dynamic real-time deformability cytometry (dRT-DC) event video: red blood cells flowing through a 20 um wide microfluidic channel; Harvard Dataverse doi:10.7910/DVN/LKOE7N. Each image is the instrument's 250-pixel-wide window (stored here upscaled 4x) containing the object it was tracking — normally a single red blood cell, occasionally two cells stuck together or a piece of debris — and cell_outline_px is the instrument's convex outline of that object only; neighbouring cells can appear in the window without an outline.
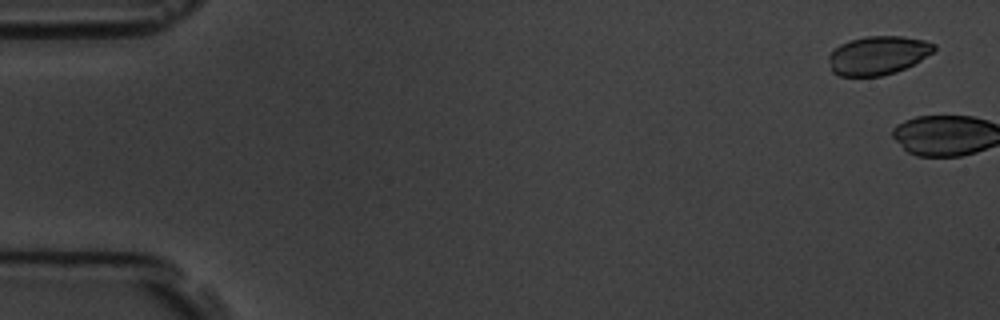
{"species": "common noctule bat (a hibernating species)", "species_latin": "Nyctalus noctula", "temperature_condition": "room temperature", "stored_images_in_passage": 6, "camera_frame_rate_fps": 3000, "um_per_image_px": 0.085, "animal": {"sex": "male", "body_mass_g": 19.5, "forearm_length_mm": 54.6}, "frame": {"image": 1, "passage_image": 1, "time_ms": 0.0, "image_size_px": [1000, 320], "cell_outline_px": [[936, 48], [932, 52], [920, 60], [896, 72], [880, 76], [840, 76], [832, 72], [828, 56], [840, 44], [864, 36], [900, 36], [924, 40], [936, 44]], "centroid_in_image_um": [74.62, 4.7], "position_along_channel_um": 10.4, "area_um2": 23.52}}